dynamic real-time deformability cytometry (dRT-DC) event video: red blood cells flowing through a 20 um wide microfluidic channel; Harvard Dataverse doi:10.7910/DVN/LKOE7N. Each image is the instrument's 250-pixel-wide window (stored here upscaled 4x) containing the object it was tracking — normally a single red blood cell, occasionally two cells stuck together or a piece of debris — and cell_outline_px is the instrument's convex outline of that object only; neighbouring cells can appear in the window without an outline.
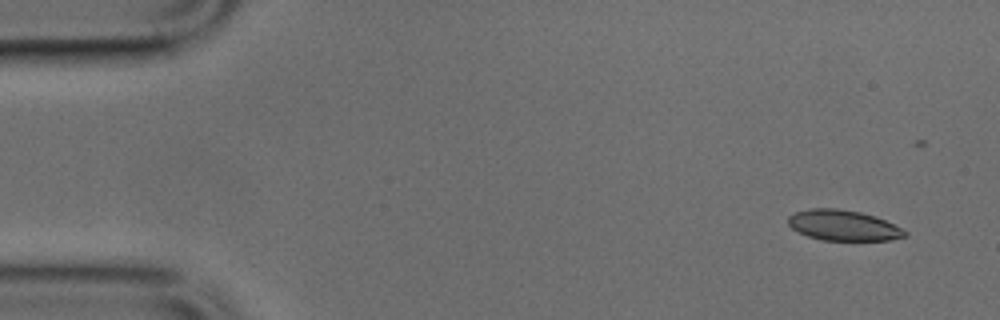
{"species": "common noctule bat (a hibernating species)", "species_latin": "Nyctalus noctula", "temperature_condition": "cold", "stored_images_in_passage": 20, "camera_frame_rate_fps": 3000, "um_per_image_px": 0.085, "animal": {"sex": "male", "body_mass_g": 17.9, "forearm_length_mm": 54.2}, "frame": {"image": 1, "passage_image": 1, "time_ms": 0.0, "image_size_px": [1000, 320], "cell_outline_px": [[908, 236], [888, 240], [824, 240], [808, 236], [792, 228], [788, 224], [788, 216], [796, 212], [808, 208], [836, 208], [860, 212], [876, 216], [908, 232]], "centroid_in_image_um": [71.67, 19.15], "position_along_channel_um": 13.3, "area_um2": 20.63}}
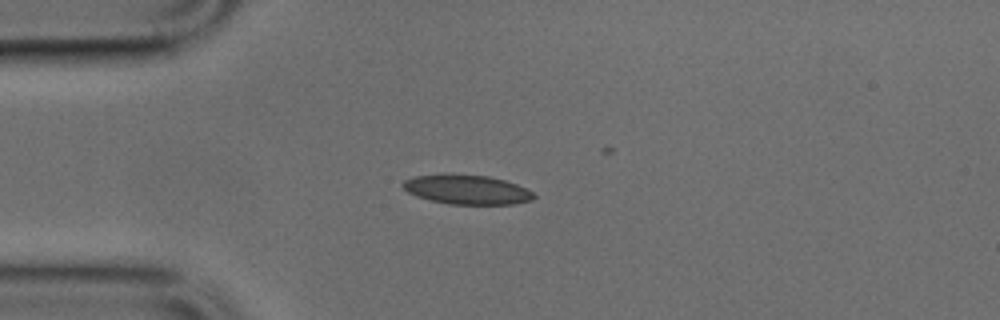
{"frame": {"image": 2, "passage_image": 10, "time_ms": 3.0, "image_size_px": [1000, 320], "cell_outline_px": [[536, 196], [532, 200], [512, 204], [448, 204], [416, 196], [408, 192], [400, 184], [404, 180], [416, 176], [440, 172], [448, 172], [488, 176], [504, 180], [516, 184], [532, 192]], "centroid_in_image_um": [39.63, 16.08], "position_along_channel_um": 45.4, "area_um2": 22.77}}
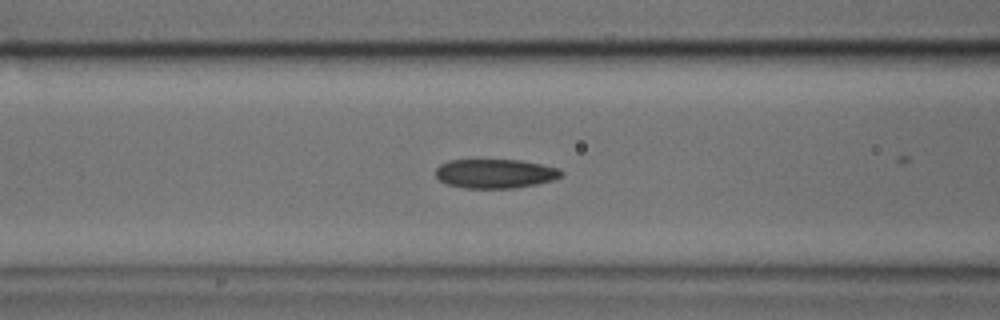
{"frame": {"image": 3, "passage_image": 17, "time_ms": 5.333, "image_size_px": [1000, 320], "cell_outline_px": [[564, 172], [560, 176], [552, 180], [536, 184], [512, 188], [464, 188], [448, 184], [440, 180], [436, 176], [436, 168], [440, 164], [448, 160], [520, 160], [560, 168]], "centroid_in_image_um": [42.08, 14.75], "position_along_channel_um": 124.5, "area_um2": 21.27}}